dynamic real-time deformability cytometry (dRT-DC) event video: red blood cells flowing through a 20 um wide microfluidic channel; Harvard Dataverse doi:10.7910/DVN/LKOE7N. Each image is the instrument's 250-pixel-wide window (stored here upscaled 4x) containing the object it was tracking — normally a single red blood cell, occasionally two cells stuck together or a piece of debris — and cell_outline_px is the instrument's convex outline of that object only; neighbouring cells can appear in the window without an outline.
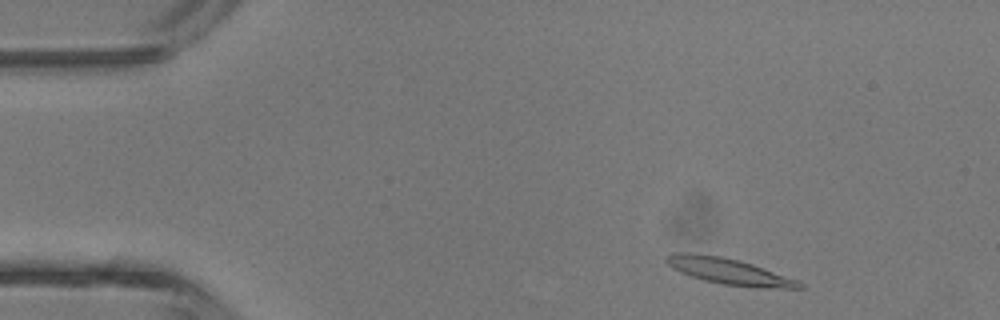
{"species": "common noctule bat (a hibernating species)", "species_latin": "Nyctalus noctula", "temperature_condition": "room temperature", "stored_images_in_passage": 3, "camera_frame_rate_fps": 3000, "um_per_image_px": 0.085, "animal": {"sex": "male", "body_mass_g": 13.3}, "frame": {"image": 1, "passage_image": 1, "time_ms": 0.0, "image_size_px": [1000, 320], "cell_outline_px": [[808, 288], [756, 288], [720, 284], [704, 280], [680, 272], [672, 268], [664, 260], [668, 256], [676, 252], [692, 252], [720, 256], [740, 260], [752, 264], [796, 280], [804, 284]], "centroid_in_image_um": [61.95, 23.07], "position_along_channel_um": 23.0, "area_um2": 20.23}}
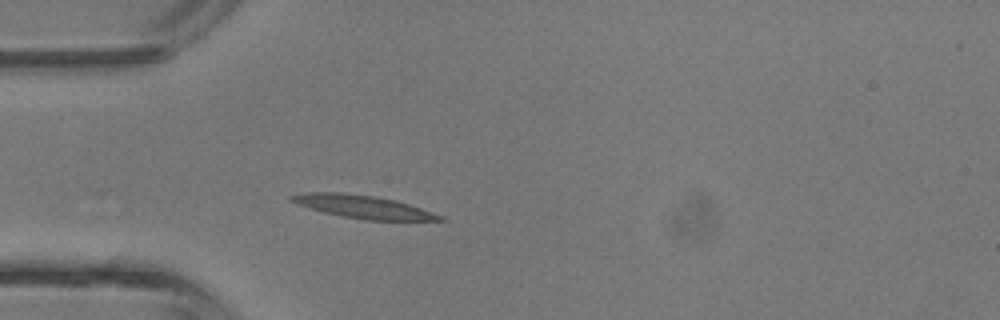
{"frame": {"image": 2, "passage_image": 3, "time_ms": 2.333, "image_size_px": [1000, 320], "cell_outline_px": [[448, 220], [364, 220], [340, 216], [308, 208], [296, 204], [288, 200], [288, 196], [300, 192], [340, 192], [376, 196], [396, 200], [444, 216]], "centroid_in_image_um": [30.78, 17.56], "position_along_channel_um": 54.2, "area_um2": 20.06}}